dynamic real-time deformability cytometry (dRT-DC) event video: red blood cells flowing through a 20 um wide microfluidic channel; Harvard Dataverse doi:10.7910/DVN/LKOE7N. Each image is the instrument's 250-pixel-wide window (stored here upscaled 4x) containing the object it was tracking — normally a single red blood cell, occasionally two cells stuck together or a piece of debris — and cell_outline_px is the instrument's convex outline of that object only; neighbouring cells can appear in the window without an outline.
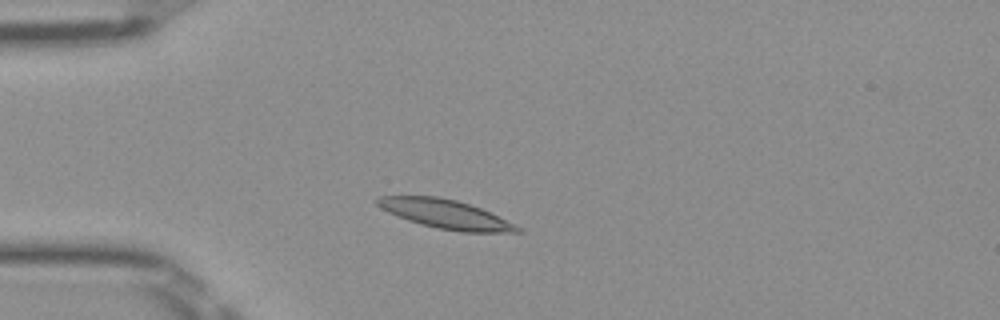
{"species": "Egyptian fruit bat (a non-hibernating species)", "species_latin": "Rousettus aegyptiacus", "temperature_condition": "room temperature", "stored_images_in_passage": 32, "camera_frame_rate_fps": 3000, "um_per_image_px": 0.085, "frame": {"image": 1, "passage_image": 1, "time_ms": 0.0, "image_size_px": [1000, 320], "cell_outline_px": [[524, 232], [460, 232], [436, 228], [420, 224], [408, 220], [388, 212], [380, 208], [372, 200], [376, 196], [436, 196], [456, 200], [480, 208], [516, 224]], "centroid_in_image_um": [37.82, 18.2], "position_along_channel_um": 47.2, "area_um2": 23.64}}
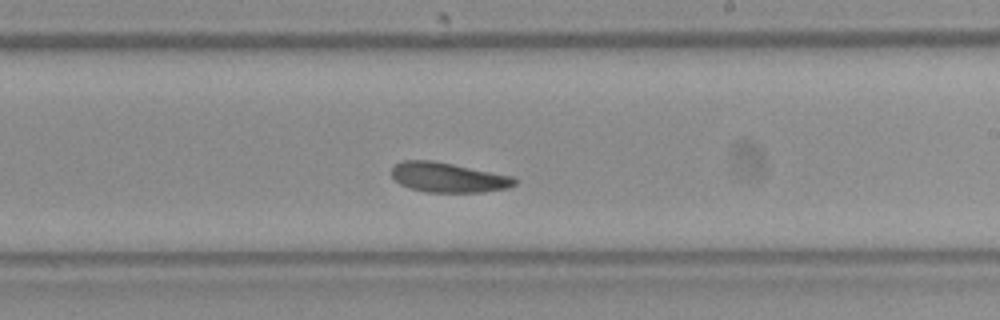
{"frame": {"image": 2, "passage_image": 18, "time_ms": 5.667, "image_size_px": [1000, 320], "cell_outline_px": [[516, 184], [508, 188], [484, 192], [428, 192], [408, 188], [400, 184], [392, 176], [392, 168], [400, 160], [432, 160], [516, 176]], "centroid_in_image_um": [38.12, 15.08], "position_along_channel_um": 250.9, "area_um2": 21.56}}
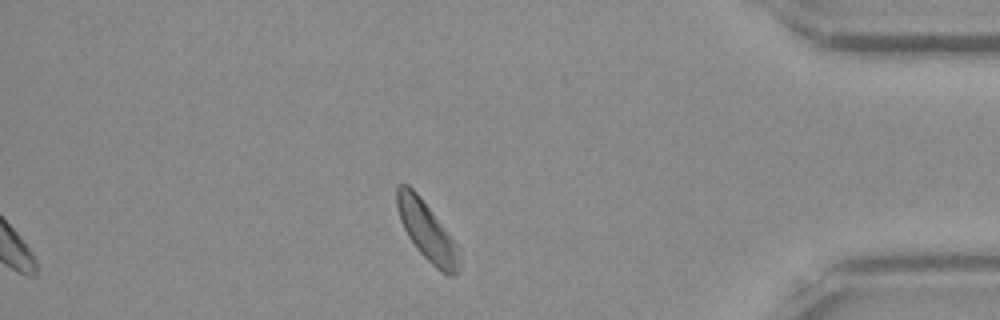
{"frame": {"image": 3, "passage_image": 32, "time_ms": 10.333, "image_size_px": [1000, 320], "cell_outline_px": [[460, 264], [456, 276], [448, 276], [440, 272], [416, 248], [408, 236], [400, 220], [396, 208], [396, 188], [400, 184], [408, 184], [420, 196], [460, 248]], "centroid_in_image_um": [36.3, 19.67], "position_along_channel_um": 398.9, "area_um2": 21.39}, "authors_computed_cell_mechanics": {"area_um2": 22.0507, "velocity_mm_per_s": 3.9215, "shape_relaxation_time_tau1_ms": 2.8068, "shape_relaxation_time_tau2_ms": 5.4713, "deformation_change_tau1": 0.118, "deformation_change_tau2": 0.128}}